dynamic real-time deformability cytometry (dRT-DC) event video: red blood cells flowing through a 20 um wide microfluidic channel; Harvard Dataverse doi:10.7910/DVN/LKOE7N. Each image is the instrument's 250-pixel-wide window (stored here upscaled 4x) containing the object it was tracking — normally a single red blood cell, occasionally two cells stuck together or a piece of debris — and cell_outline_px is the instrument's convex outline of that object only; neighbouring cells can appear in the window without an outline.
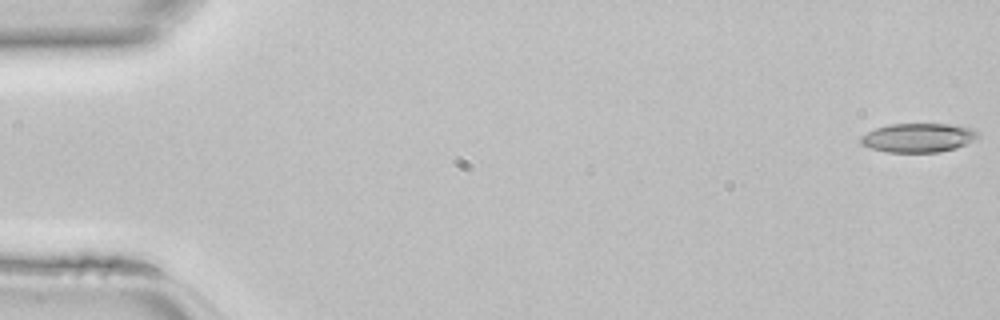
{"species": "common noctule bat (a hibernating species)", "species_latin": "Nyctalus noctula", "temperature_condition": "room temperature", "stored_images_in_passage": 46, "camera_frame_rate_fps": 3000, "um_per_image_px": 0.085, "animal": {"sex": "female", "body_mass_g": 22.7, "forearm_length_mm": 54.2}, "frame": {"image": 1, "passage_image": 1, "time_ms": 0.0, "image_size_px": [1000, 320], "cell_outline_px": [[980, 136], [956, 148], [940, 152], [888, 152], [872, 148], [860, 144], [860, 136], [876, 128], [888, 124], [948, 124], [972, 128]], "centroid_in_image_um": [78.02, 11.7], "position_along_channel_um": 7.0, "area_um2": 19.65}}
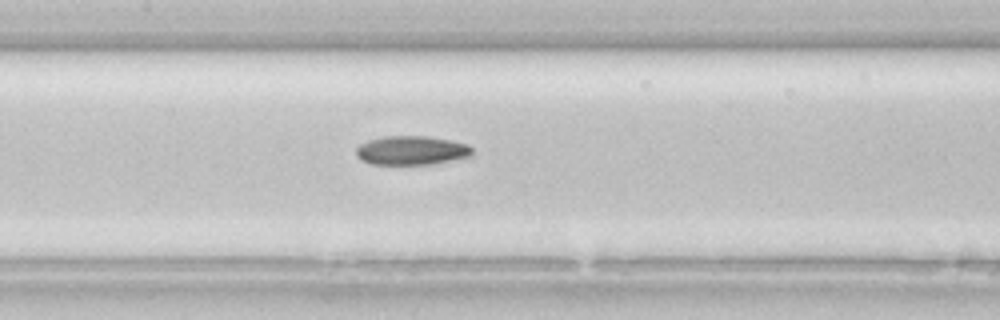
{"frame": {"image": 2, "passage_image": 22, "time_ms": 7.0, "image_size_px": [1000, 320], "cell_outline_px": [[472, 156], [432, 164], [372, 164], [360, 160], [356, 156], [356, 148], [360, 144], [368, 140], [384, 136], [424, 136], [452, 140], [468, 144], [472, 148]], "centroid_in_image_um": [34.97, 12.78], "position_along_channel_um": 172.4, "area_um2": 19.71}}
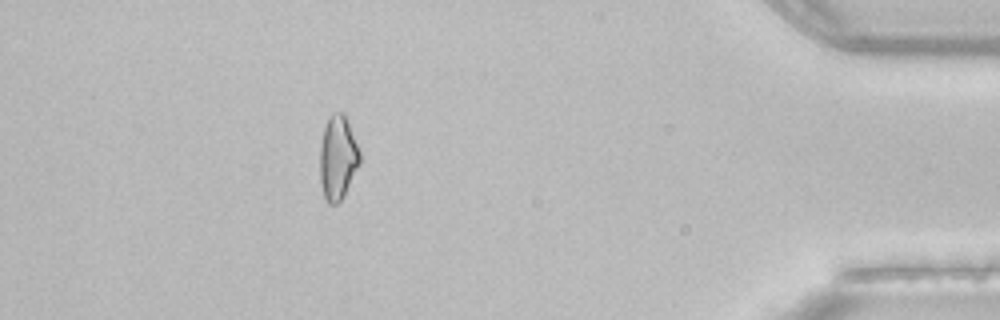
{"frame": {"image": 3, "passage_image": 41, "time_ms": 13.333, "image_size_px": [1000, 320], "cell_outline_px": [[360, 164], [344, 196], [336, 204], [328, 204], [324, 196], [320, 180], [320, 148], [324, 128], [332, 112], [344, 112], [348, 120], [360, 152]], "centroid_in_image_um": [28.72, 13.4], "position_along_channel_um": 406.5, "area_um2": 19.59}}